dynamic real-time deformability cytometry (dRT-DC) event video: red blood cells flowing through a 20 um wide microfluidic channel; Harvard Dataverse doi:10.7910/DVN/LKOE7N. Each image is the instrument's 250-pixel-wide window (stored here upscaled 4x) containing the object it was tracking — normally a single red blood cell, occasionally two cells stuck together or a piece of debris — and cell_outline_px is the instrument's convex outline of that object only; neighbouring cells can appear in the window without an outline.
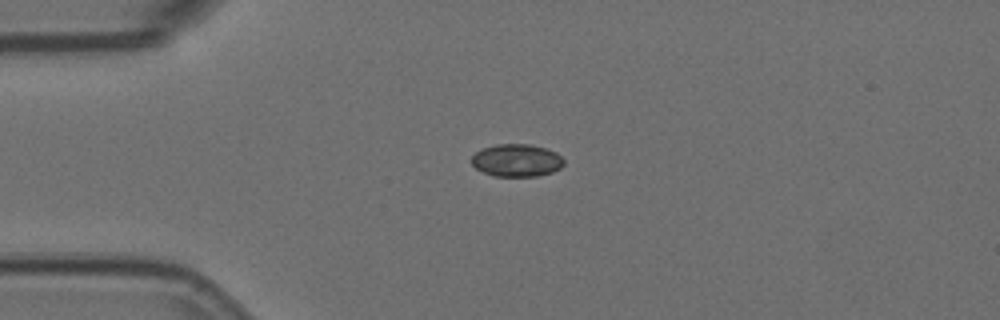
{"species": "Egyptian fruit bat (a non-hibernating species)", "species_latin": "Rousettus aegyptiacus", "temperature_condition": "room temperature", "stored_images_in_passage": 3, "camera_frame_rate_fps": 3000, "um_per_image_px": 0.085, "animal": {"sex": "female"}, "frame": {"image": 1, "passage_image": 1, "time_ms": 0.0, "image_size_px": [1000, 320], "cell_outline_px": [[564, 164], [560, 168], [552, 172], [536, 176], [492, 176], [476, 168], [472, 164], [472, 156], [476, 152], [484, 148], [496, 144], [532, 144], [556, 152], [564, 160]], "centroid_in_image_um": [43.92, 13.63], "position_along_channel_um": 41.1, "area_um2": 17.46}}
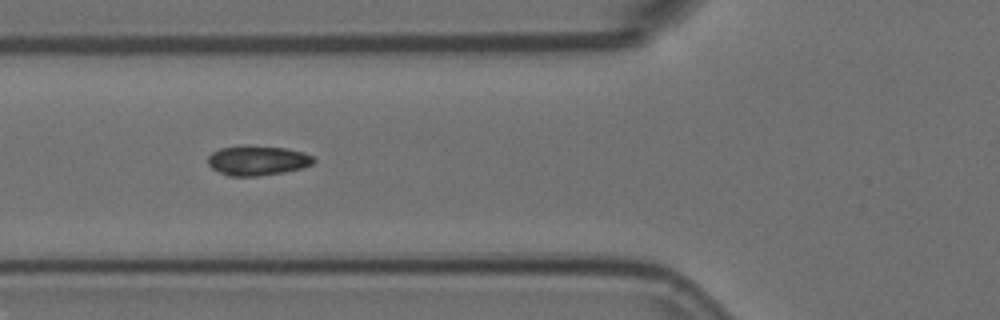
{"frame": {"image": 2, "passage_image": 3, "time_ms": 0.667, "image_size_px": [1000, 320], "cell_outline_px": [[316, 160], [312, 164], [304, 168], [284, 172], [256, 176], [228, 176], [212, 168], [208, 164], [208, 156], [212, 152], [220, 148], [284, 148], [304, 152], [312, 156]], "centroid_in_image_um": [21.92, 13.69], "position_along_channel_um": 103.9, "area_um2": 17.63}}